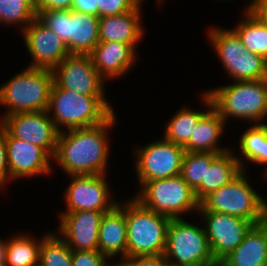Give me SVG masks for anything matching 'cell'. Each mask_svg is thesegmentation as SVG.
I'll use <instances>...</instances> for the list:
<instances>
[{
  "label": "cell",
  "mask_w": 267,
  "mask_h": 266,
  "mask_svg": "<svg viewBox=\"0 0 267 266\" xmlns=\"http://www.w3.org/2000/svg\"><path fill=\"white\" fill-rule=\"evenodd\" d=\"M120 203L103 214L99 225L98 251L109 259L119 254L121 259L127 257L125 203Z\"/></svg>",
  "instance_id": "cell-19"
},
{
  "label": "cell",
  "mask_w": 267,
  "mask_h": 266,
  "mask_svg": "<svg viewBox=\"0 0 267 266\" xmlns=\"http://www.w3.org/2000/svg\"><path fill=\"white\" fill-rule=\"evenodd\" d=\"M185 149L181 145L166 140L148 143L135 150V170L141 186L155 179H165L180 175Z\"/></svg>",
  "instance_id": "cell-10"
},
{
  "label": "cell",
  "mask_w": 267,
  "mask_h": 266,
  "mask_svg": "<svg viewBox=\"0 0 267 266\" xmlns=\"http://www.w3.org/2000/svg\"><path fill=\"white\" fill-rule=\"evenodd\" d=\"M226 121L211 107L197 123L189 141L183 146L185 152L223 153L230 149L219 147Z\"/></svg>",
  "instance_id": "cell-23"
},
{
  "label": "cell",
  "mask_w": 267,
  "mask_h": 266,
  "mask_svg": "<svg viewBox=\"0 0 267 266\" xmlns=\"http://www.w3.org/2000/svg\"><path fill=\"white\" fill-rule=\"evenodd\" d=\"M99 43V17L71 10L67 28L70 54L89 55Z\"/></svg>",
  "instance_id": "cell-22"
},
{
  "label": "cell",
  "mask_w": 267,
  "mask_h": 266,
  "mask_svg": "<svg viewBox=\"0 0 267 266\" xmlns=\"http://www.w3.org/2000/svg\"><path fill=\"white\" fill-rule=\"evenodd\" d=\"M0 124L13 137L43 148L53 158L59 131L48 111L14 113L2 117Z\"/></svg>",
  "instance_id": "cell-11"
},
{
  "label": "cell",
  "mask_w": 267,
  "mask_h": 266,
  "mask_svg": "<svg viewBox=\"0 0 267 266\" xmlns=\"http://www.w3.org/2000/svg\"><path fill=\"white\" fill-rule=\"evenodd\" d=\"M241 159L233 151L228 150L218 154L211 165L206 166L205 196L228 184L246 168Z\"/></svg>",
  "instance_id": "cell-24"
},
{
  "label": "cell",
  "mask_w": 267,
  "mask_h": 266,
  "mask_svg": "<svg viewBox=\"0 0 267 266\" xmlns=\"http://www.w3.org/2000/svg\"><path fill=\"white\" fill-rule=\"evenodd\" d=\"M202 101L207 107L205 111L183 108L178 110L166 124L164 138L174 144L184 146L193 134L199 119L212 107L210 97L204 92Z\"/></svg>",
  "instance_id": "cell-25"
},
{
  "label": "cell",
  "mask_w": 267,
  "mask_h": 266,
  "mask_svg": "<svg viewBox=\"0 0 267 266\" xmlns=\"http://www.w3.org/2000/svg\"><path fill=\"white\" fill-rule=\"evenodd\" d=\"M239 148L250 162L257 164H267V128L264 124H253L242 133L239 140ZM267 174V168L264 171Z\"/></svg>",
  "instance_id": "cell-29"
},
{
  "label": "cell",
  "mask_w": 267,
  "mask_h": 266,
  "mask_svg": "<svg viewBox=\"0 0 267 266\" xmlns=\"http://www.w3.org/2000/svg\"><path fill=\"white\" fill-rule=\"evenodd\" d=\"M23 37L33 59L28 67L53 70L70 55L66 44L37 18L23 31Z\"/></svg>",
  "instance_id": "cell-15"
},
{
  "label": "cell",
  "mask_w": 267,
  "mask_h": 266,
  "mask_svg": "<svg viewBox=\"0 0 267 266\" xmlns=\"http://www.w3.org/2000/svg\"><path fill=\"white\" fill-rule=\"evenodd\" d=\"M48 113L59 132L91 127L104 122L113 112L112 106L104 96H85L55 83L50 93Z\"/></svg>",
  "instance_id": "cell-3"
},
{
  "label": "cell",
  "mask_w": 267,
  "mask_h": 266,
  "mask_svg": "<svg viewBox=\"0 0 267 266\" xmlns=\"http://www.w3.org/2000/svg\"><path fill=\"white\" fill-rule=\"evenodd\" d=\"M40 266H72V250L58 235L48 233L42 237Z\"/></svg>",
  "instance_id": "cell-30"
},
{
  "label": "cell",
  "mask_w": 267,
  "mask_h": 266,
  "mask_svg": "<svg viewBox=\"0 0 267 266\" xmlns=\"http://www.w3.org/2000/svg\"><path fill=\"white\" fill-rule=\"evenodd\" d=\"M116 122L113 112L104 122L59 132L53 160L70 175H105L109 156L108 129Z\"/></svg>",
  "instance_id": "cell-1"
},
{
  "label": "cell",
  "mask_w": 267,
  "mask_h": 266,
  "mask_svg": "<svg viewBox=\"0 0 267 266\" xmlns=\"http://www.w3.org/2000/svg\"><path fill=\"white\" fill-rule=\"evenodd\" d=\"M205 93L226 123L232 117L263 124L267 117V79L234 81Z\"/></svg>",
  "instance_id": "cell-2"
},
{
  "label": "cell",
  "mask_w": 267,
  "mask_h": 266,
  "mask_svg": "<svg viewBox=\"0 0 267 266\" xmlns=\"http://www.w3.org/2000/svg\"><path fill=\"white\" fill-rule=\"evenodd\" d=\"M135 50L123 42H99L89 55L97 72L107 80L121 77L131 69L137 57Z\"/></svg>",
  "instance_id": "cell-18"
},
{
  "label": "cell",
  "mask_w": 267,
  "mask_h": 266,
  "mask_svg": "<svg viewBox=\"0 0 267 266\" xmlns=\"http://www.w3.org/2000/svg\"><path fill=\"white\" fill-rule=\"evenodd\" d=\"M140 8L99 18V42H123L135 49L144 34Z\"/></svg>",
  "instance_id": "cell-21"
},
{
  "label": "cell",
  "mask_w": 267,
  "mask_h": 266,
  "mask_svg": "<svg viewBox=\"0 0 267 266\" xmlns=\"http://www.w3.org/2000/svg\"><path fill=\"white\" fill-rule=\"evenodd\" d=\"M7 241L0 240V264L6 262Z\"/></svg>",
  "instance_id": "cell-40"
},
{
  "label": "cell",
  "mask_w": 267,
  "mask_h": 266,
  "mask_svg": "<svg viewBox=\"0 0 267 266\" xmlns=\"http://www.w3.org/2000/svg\"><path fill=\"white\" fill-rule=\"evenodd\" d=\"M246 19L232 30L241 39L247 51L258 54L267 61V24L261 22L249 10H245Z\"/></svg>",
  "instance_id": "cell-27"
},
{
  "label": "cell",
  "mask_w": 267,
  "mask_h": 266,
  "mask_svg": "<svg viewBox=\"0 0 267 266\" xmlns=\"http://www.w3.org/2000/svg\"><path fill=\"white\" fill-rule=\"evenodd\" d=\"M9 179L48 175L52 158L43 148L13 137L5 129Z\"/></svg>",
  "instance_id": "cell-16"
},
{
  "label": "cell",
  "mask_w": 267,
  "mask_h": 266,
  "mask_svg": "<svg viewBox=\"0 0 267 266\" xmlns=\"http://www.w3.org/2000/svg\"><path fill=\"white\" fill-rule=\"evenodd\" d=\"M54 84L52 70L27 67L0 86L4 116L19 112L47 111Z\"/></svg>",
  "instance_id": "cell-4"
},
{
  "label": "cell",
  "mask_w": 267,
  "mask_h": 266,
  "mask_svg": "<svg viewBox=\"0 0 267 266\" xmlns=\"http://www.w3.org/2000/svg\"><path fill=\"white\" fill-rule=\"evenodd\" d=\"M133 2H134V4L137 6V7H141V2L143 1V0H132ZM157 1H159V3L161 4V3H163V1L162 0H157ZM161 1V2H160Z\"/></svg>",
  "instance_id": "cell-41"
},
{
  "label": "cell",
  "mask_w": 267,
  "mask_h": 266,
  "mask_svg": "<svg viewBox=\"0 0 267 266\" xmlns=\"http://www.w3.org/2000/svg\"><path fill=\"white\" fill-rule=\"evenodd\" d=\"M71 10L36 11V18L53 33H55L67 46V28Z\"/></svg>",
  "instance_id": "cell-32"
},
{
  "label": "cell",
  "mask_w": 267,
  "mask_h": 266,
  "mask_svg": "<svg viewBox=\"0 0 267 266\" xmlns=\"http://www.w3.org/2000/svg\"><path fill=\"white\" fill-rule=\"evenodd\" d=\"M266 201L248 183L246 171L242 170L228 184L205 196L198 211L234 215L257 225L267 218Z\"/></svg>",
  "instance_id": "cell-5"
},
{
  "label": "cell",
  "mask_w": 267,
  "mask_h": 266,
  "mask_svg": "<svg viewBox=\"0 0 267 266\" xmlns=\"http://www.w3.org/2000/svg\"><path fill=\"white\" fill-rule=\"evenodd\" d=\"M73 0H35L36 11L71 10Z\"/></svg>",
  "instance_id": "cell-37"
},
{
  "label": "cell",
  "mask_w": 267,
  "mask_h": 266,
  "mask_svg": "<svg viewBox=\"0 0 267 266\" xmlns=\"http://www.w3.org/2000/svg\"><path fill=\"white\" fill-rule=\"evenodd\" d=\"M54 83L85 96H105L104 79L90 55L70 54L53 70Z\"/></svg>",
  "instance_id": "cell-12"
},
{
  "label": "cell",
  "mask_w": 267,
  "mask_h": 266,
  "mask_svg": "<svg viewBox=\"0 0 267 266\" xmlns=\"http://www.w3.org/2000/svg\"><path fill=\"white\" fill-rule=\"evenodd\" d=\"M98 17L114 16L137 8L132 0H97Z\"/></svg>",
  "instance_id": "cell-33"
},
{
  "label": "cell",
  "mask_w": 267,
  "mask_h": 266,
  "mask_svg": "<svg viewBox=\"0 0 267 266\" xmlns=\"http://www.w3.org/2000/svg\"><path fill=\"white\" fill-rule=\"evenodd\" d=\"M208 38L231 79H267V61L258 54L247 51L232 29L212 28Z\"/></svg>",
  "instance_id": "cell-9"
},
{
  "label": "cell",
  "mask_w": 267,
  "mask_h": 266,
  "mask_svg": "<svg viewBox=\"0 0 267 266\" xmlns=\"http://www.w3.org/2000/svg\"><path fill=\"white\" fill-rule=\"evenodd\" d=\"M206 219L205 234L214 260L219 263L243 241L253 224L243 218L219 212L196 211Z\"/></svg>",
  "instance_id": "cell-13"
},
{
  "label": "cell",
  "mask_w": 267,
  "mask_h": 266,
  "mask_svg": "<svg viewBox=\"0 0 267 266\" xmlns=\"http://www.w3.org/2000/svg\"><path fill=\"white\" fill-rule=\"evenodd\" d=\"M42 239L37 241L30 235L21 234L7 240L6 266H37L39 265Z\"/></svg>",
  "instance_id": "cell-28"
},
{
  "label": "cell",
  "mask_w": 267,
  "mask_h": 266,
  "mask_svg": "<svg viewBox=\"0 0 267 266\" xmlns=\"http://www.w3.org/2000/svg\"><path fill=\"white\" fill-rule=\"evenodd\" d=\"M71 10L98 17L97 0H73Z\"/></svg>",
  "instance_id": "cell-38"
},
{
  "label": "cell",
  "mask_w": 267,
  "mask_h": 266,
  "mask_svg": "<svg viewBox=\"0 0 267 266\" xmlns=\"http://www.w3.org/2000/svg\"><path fill=\"white\" fill-rule=\"evenodd\" d=\"M32 0H0L1 24H18L22 32L36 18V10Z\"/></svg>",
  "instance_id": "cell-31"
},
{
  "label": "cell",
  "mask_w": 267,
  "mask_h": 266,
  "mask_svg": "<svg viewBox=\"0 0 267 266\" xmlns=\"http://www.w3.org/2000/svg\"><path fill=\"white\" fill-rule=\"evenodd\" d=\"M9 181L5 128L0 124V188Z\"/></svg>",
  "instance_id": "cell-36"
},
{
  "label": "cell",
  "mask_w": 267,
  "mask_h": 266,
  "mask_svg": "<svg viewBox=\"0 0 267 266\" xmlns=\"http://www.w3.org/2000/svg\"><path fill=\"white\" fill-rule=\"evenodd\" d=\"M218 266H267V218L263 223L253 225L241 244Z\"/></svg>",
  "instance_id": "cell-20"
},
{
  "label": "cell",
  "mask_w": 267,
  "mask_h": 266,
  "mask_svg": "<svg viewBox=\"0 0 267 266\" xmlns=\"http://www.w3.org/2000/svg\"><path fill=\"white\" fill-rule=\"evenodd\" d=\"M220 153L214 152H185L181 173L183 180L194 190L200 202L205 197L206 166Z\"/></svg>",
  "instance_id": "cell-26"
},
{
  "label": "cell",
  "mask_w": 267,
  "mask_h": 266,
  "mask_svg": "<svg viewBox=\"0 0 267 266\" xmlns=\"http://www.w3.org/2000/svg\"><path fill=\"white\" fill-rule=\"evenodd\" d=\"M107 259L109 261V258L98 250L72 251V266H116L108 264Z\"/></svg>",
  "instance_id": "cell-34"
},
{
  "label": "cell",
  "mask_w": 267,
  "mask_h": 266,
  "mask_svg": "<svg viewBox=\"0 0 267 266\" xmlns=\"http://www.w3.org/2000/svg\"><path fill=\"white\" fill-rule=\"evenodd\" d=\"M127 257L164 255L170 218L143 206L135 198L125 203Z\"/></svg>",
  "instance_id": "cell-6"
},
{
  "label": "cell",
  "mask_w": 267,
  "mask_h": 266,
  "mask_svg": "<svg viewBox=\"0 0 267 266\" xmlns=\"http://www.w3.org/2000/svg\"><path fill=\"white\" fill-rule=\"evenodd\" d=\"M116 266H169L164 255L130 256L120 259Z\"/></svg>",
  "instance_id": "cell-35"
},
{
  "label": "cell",
  "mask_w": 267,
  "mask_h": 266,
  "mask_svg": "<svg viewBox=\"0 0 267 266\" xmlns=\"http://www.w3.org/2000/svg\"><path fill=\"white\" fill-rule=\"evenodd\" d=\"M164 258L169 266H218L203 227L171 219Z\"/></svg>",
  "instance_id": "cell-7"
},
{
  "label": "cell",
  "mask_w": 267,
  "mask_h": 266,
  "mask_svg": "<svg viewBox=\"0 0 267 266\" xmlns=\"http://www.w3.org/2000/svg\"><path fill=\"white\" fill-rule=\"evenodd\" d=\"M134 198L146 208L170 219L182 218L180 215L186 212L199 210L194 190L181 175L148 181Z\"/></svg>",
  "instance_id": "cell-8"
},
{
  "label": "cell",
  "mask_w": 267,
  "mask_h": 266,
  "mask_svg": "<svg viewBox=\"0 0 267 266\" xmlns=\"http://www.w3.org/2000/svg\"><path fill=\"white\" fill-rule=\"evenodd\" d=\"M105 175H70L71 182L65 191L66 209L77 211H110L118 202L111 200Z\"/></svg>",
  "instance_id": "cell-14"
},
{
  "label": "cell",
  "mask_w": 267,
  "mask_h": 266,
  "mask_svg": "<svg viewBox=\"0 0 267 266\" xmlns=\"http://www.w3.org/2000/svg\"><path fill=\"white\" fill-rule=\"evenodd\" d=\"M108 211H77L61 213L58 235L72 251L98 250L99 225Z\"/></svg>",
  "instance_id": "cell-17"
},
{
  "label": "cell",
  "mask_w": 267,
  "mask_h": 266,
  "mask_svg": "<svg viewBox=\"0 0 267 266\" xmlns=\"http://www.w3.org/2000/svg\"><path fill=\"white\" fill-rule=\"evenodd\" d=\"M245 10H249L261 22L267 24V0H252Z\"/></svg>",
  "instance_id": "cell-39"
}]
</instances>
